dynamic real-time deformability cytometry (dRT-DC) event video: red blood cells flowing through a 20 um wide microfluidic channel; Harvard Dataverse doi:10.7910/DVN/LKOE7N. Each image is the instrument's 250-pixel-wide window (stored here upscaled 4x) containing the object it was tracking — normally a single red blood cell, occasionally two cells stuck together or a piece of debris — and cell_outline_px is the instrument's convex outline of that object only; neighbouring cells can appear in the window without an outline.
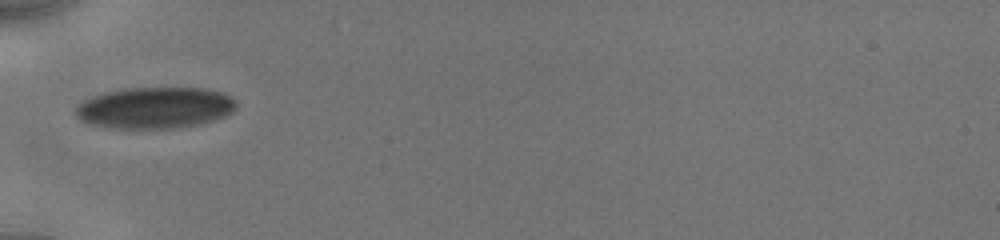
{"species": "human", "species_latin": "Homo sapiens", "temperature_condition": "cold", "stored_images_in_passage": 2, "camera_frame_rate_fps": 3000, "um_per_image_px": 0.085, "donor": {"sex": "male"}, "frame": {"image": 1, "passage_image": 1, "time_ms": 0.0, "image_size_px": [1000, 240], "cell_outline_px": [[236, 108], [232, 112], [224, 116], [200, 124], [176, 128], [108, 128], [88, 124], [80, 120], [76, 116], [76, 108], [84, 100], [92, 96], [104, 92], [120, 88], [204, 88], [220, 92], [232, 96], [236, 100]], "centroid_in_image_um": [13.16, 9.16], "position_along_channel_um": 71.8, "area_um2": 38.96}}